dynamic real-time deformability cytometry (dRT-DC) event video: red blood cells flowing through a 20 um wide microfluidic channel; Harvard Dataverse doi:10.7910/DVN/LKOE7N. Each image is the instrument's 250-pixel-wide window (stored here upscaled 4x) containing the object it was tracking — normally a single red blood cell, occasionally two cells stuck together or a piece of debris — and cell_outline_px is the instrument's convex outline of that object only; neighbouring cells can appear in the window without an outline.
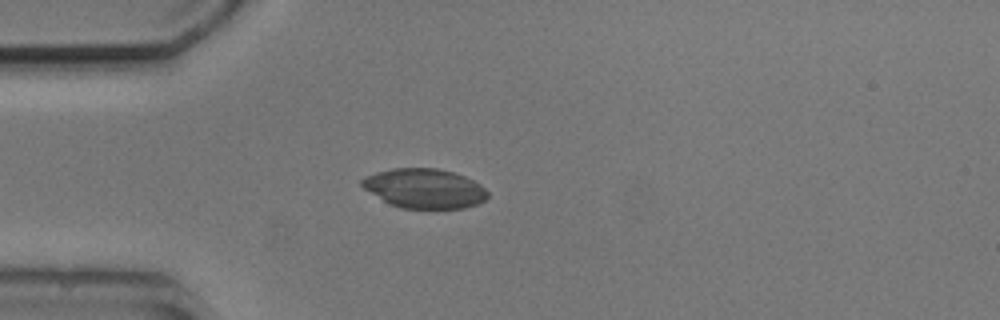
{"species": "common noctule bat (a hibernating species)", "species_latin": "Nyctalus noctula", "temperature_condition": "cold", "stored_images_in_passage": 1, "camera_frame_rate_fps": 3000, "um_per_image_px": 0.085, "animal": {"sex": "male", "body_mass_g": 20.5, "forearm_length_mm": 52.5}, "frame": {"image": 1, "passage_image": 1, "time_ms": 0.0, "image_size_px": [1000, 320], "cell_outline_px": [[488, 196], [484, 200], [476, 204], [464, 208], [400, 208], [388, 204], [364, 188], [360, 184], [360, 180], [364, 176], [376, 172], [392, 168], [436, 168], [452, 172], [464, 176], [480, 184], [488, 192]], "centroid_in_image_um": [36.04, 16.01], "position_along_channel_um": 49.0, "area_um2": 28.96}}